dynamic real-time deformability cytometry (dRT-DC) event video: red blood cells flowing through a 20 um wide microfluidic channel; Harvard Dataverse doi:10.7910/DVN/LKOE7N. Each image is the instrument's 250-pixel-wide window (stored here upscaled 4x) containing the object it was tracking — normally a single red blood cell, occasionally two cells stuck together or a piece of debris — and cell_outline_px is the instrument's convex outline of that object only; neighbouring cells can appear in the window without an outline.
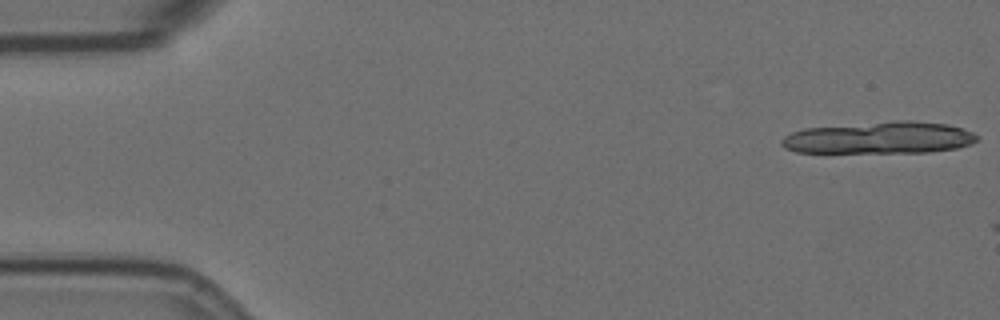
{"species": "Egyptian fruit bat (a non-hibernating species)", "species_latin": "Rousettus aegyptiacus", "temperature_condition": "room temperature", "stored_images_in_passage": 2, "camera_frame_rate_fps": 3000, "um_per_image_px": 0.085, "animal": {"sex": "female"}, "frame": {"image": 1, "passage_image": 1, "time_ms": 0.0, "image_size_px": [1000, 320], "cell_outline_px": [[980, 136], [972, 144], [956, 148], [928, 152], [796, 152], [784, 148], [780, 144], [780, 140], [784, 136], [792, 132], [804, 128], [896, 120], [912, 120], [948, 124], [972, 132]], "centroid_in_image_um": [74.75, 11.7], "position_along_channel_um": 10.3, "area_um2": 36.53}}